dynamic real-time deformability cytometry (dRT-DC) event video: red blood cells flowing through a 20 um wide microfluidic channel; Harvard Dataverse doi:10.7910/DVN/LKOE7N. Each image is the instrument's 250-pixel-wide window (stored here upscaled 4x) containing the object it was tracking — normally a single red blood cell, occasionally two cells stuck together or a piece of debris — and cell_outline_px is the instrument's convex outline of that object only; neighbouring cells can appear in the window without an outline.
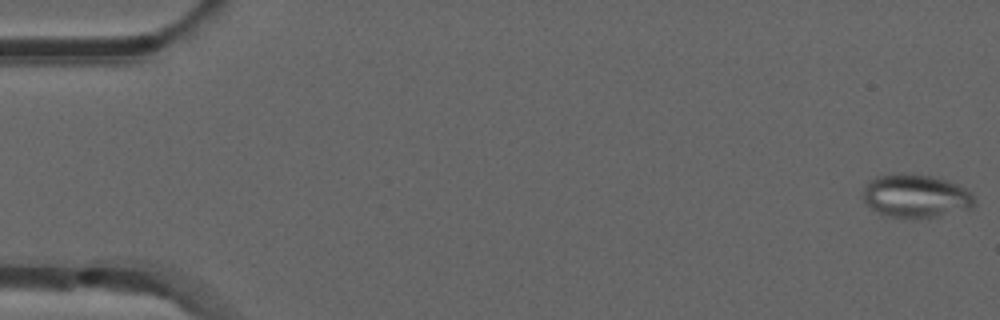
{"species": "common noctule bat (a hibernating species)", "species_latin": "Nyctalus noctula", "temperature_condition": "room temperature", "stored_images_in_passage": 4, "camera_frame_rate_fps": 3000, "um_per_image_px": 0.085, "animal": {"sex": "male", "forearm_length_mm": 52.5}, "frame": {"image": 1, "passage_image": 1, "time_ms": 0.0, "image_size_px": [1000, 320], "cell_outline_px": [[976, 204], [972, 208], [940, 216], [888, 216], [872, 208], [864, 200], [864, 188], [868, 180], [876, 176], [896, 172], [912, 172], [944, 180], [956, 184], [964, 188], [976, 200]], "centroid_in_image_um": [77.84, 16.61], "position_along_channel_um": 7.2, "area_um2": 27.74}}